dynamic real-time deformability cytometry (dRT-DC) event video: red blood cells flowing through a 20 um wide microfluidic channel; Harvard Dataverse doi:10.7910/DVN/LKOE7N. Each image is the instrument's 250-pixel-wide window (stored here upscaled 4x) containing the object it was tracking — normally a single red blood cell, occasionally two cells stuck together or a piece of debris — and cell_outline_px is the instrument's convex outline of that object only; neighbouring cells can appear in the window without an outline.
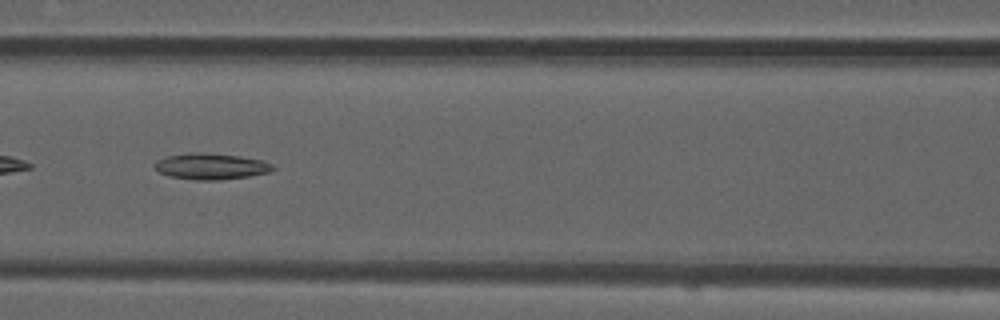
{"species": "common noctule bat (a hibernating species)", "species_latin": "Nyctalus noctula", "temperature_condition": "room temperature", "stored_images_in_passage": 9, "camera_frame_rate_fps": 3000, "um_per_image_px": 0.085, "animal": {"sex": "male", "forearm_length_mm": 52.5}, "frame": {"image": 1, "passage_image": 7, "time_ms": 2.0, "image_size_px": [1000, 320], "cell_outline_px": [[276, 168], [268, 172], [248, 176], [220, 180], [196, 180], [168, 176], [160, 172], [152, 164], [156, 160], [168, 156], [188, 152], [200, 152], [240, 156], [260, 160], [272, 164]], "centroid_in_image_um": [17.89, 14.13], "position_along_channel_um": 148.7, "area_um2": 17.98}}
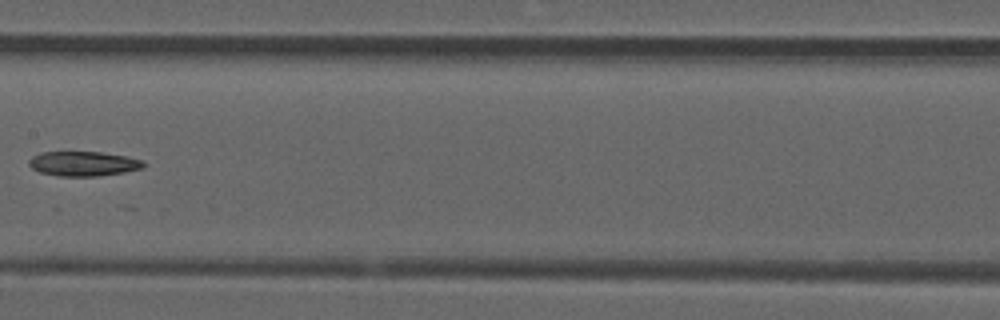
{"frame": {"image": 2, "passage_image": 8, "time_ms": 2.333, "image_size_px": [1000, 320], "cell_outline_px": [[148, 164], [144, 168], [100, 176], [60, 176], [40, 172], [32, 168], [28, 164], [28, 160], [32, 156], [40, 152], [100, 152], [128, 156], [144, 160]], "centroid_in_image_um": [7.13, 13.91], "position_along_channel_um": 200.3, "area_um2": 16.65}}
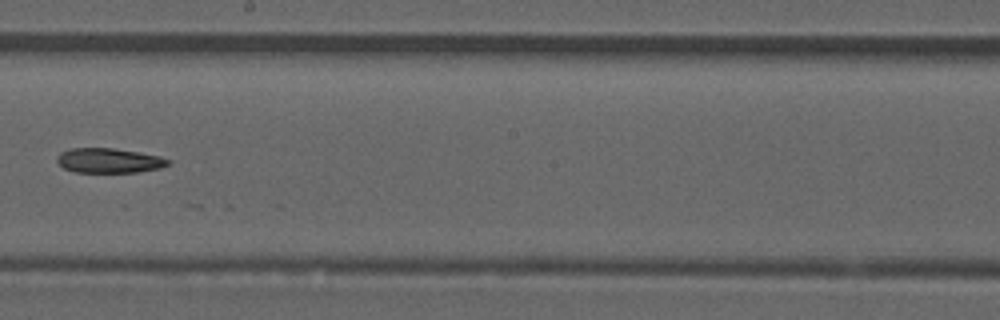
{"frame": {"image": 3, "passage_image": 9, "time_ms": 2.667, "image_size_px": [1000, 320], "cell_outline_px": [[172, 160], [168, 164], [160, 168], [140, 172], [76, 172], [64, 168], [56, 160], [56, 156], [60, 152], [72, 148], [112, 148], [160, 156]], "centroid_in_image_um": [9.26, 13.65], "position_along_channel_um": 238.9, "area_um2": 15.95}}